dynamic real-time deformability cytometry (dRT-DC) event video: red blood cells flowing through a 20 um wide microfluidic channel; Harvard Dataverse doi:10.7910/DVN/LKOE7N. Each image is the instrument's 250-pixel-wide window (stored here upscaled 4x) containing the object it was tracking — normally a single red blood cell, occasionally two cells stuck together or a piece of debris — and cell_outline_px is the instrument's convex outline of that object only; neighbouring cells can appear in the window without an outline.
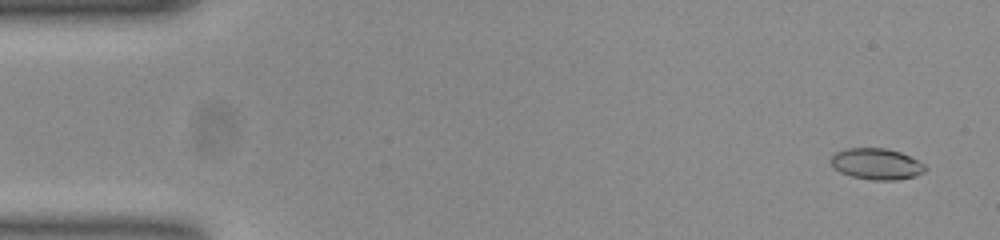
{"species": "common noctule bat (a hibernating species)", "species_latin": "Nyctalus noctula", "temperature_condition": "room temperature", "stored_images_in_passage": 53, "camera_frame_rate_fps": 3000, "um_per_image_px": 0.085, "animal": {"sex": "female", "body_mass_g": 23.0, "forearm_length_mm": 53.4}, "frame": {"image": 1, "passage_image": 3, "time_ms": 0.667, "image_size_px": [1000, 240], "cell_outline_px": [[928, 168], [924, 172], [912, 176], [896, 180], [872, 180], [852, 176], [840, 172], [832, 164], [832, 156], [836, 152], [844, 148], [884, 148], [900, 152], [924, 164]], "centroid_in_image_um": [74.5, 13.93], "position_along_channel_um": 10.5, "area_um2": 16.88}}
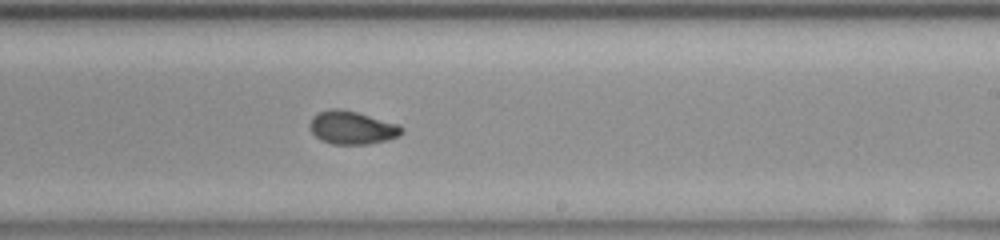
{"frame": {"image": 2, "passage_image": 32, "time_ms": 10.333, "image_size_px": [1000, 240], "cell_outline_px": [[404, 132], [400, 136], [368, 144], [332, 144], [320, 140], [312, 132], [308, 124], [312, 116], [316, 112], [328, 108], [340, 108], [356, 112], [400, 124], [404, 128]], "centroid_in_image_um": [29.9, 10.83], "position_along_channel_um": 259.1, "area_um2": 18.03}}
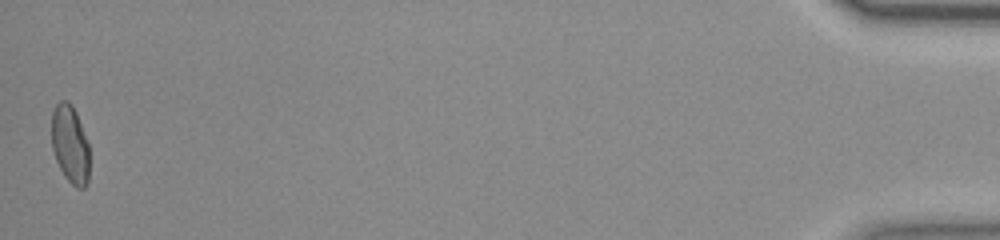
{"frame": {"image": 3, "passage_image": 53, "time_ms": 17.333, "image_size_px": [1000, 240], "cell_outline_px": [[88, 184], [84, 188], [76, 188], [64, 176], [56, 160], [52, 148], [52, 112], [56, 104], [60, 100], [68, 100], [72, 104], [76, 112], [88, 144]], "centroid_in_image_um": [5.95, 12.26], "position_along_channel_um": 429.3, "area_um2": 17.17}, "authors_computed_cell_mechanics": {"area_um2": 17.34, "velocity_mm_per_s": 3.8566, "shape_relaxation_time_tau1_ms": null, "shape_relaxation_time_tau2_ms": 1.5415, "deformation_change_tau1": null, "deformation_change_tau2": 0.052}}